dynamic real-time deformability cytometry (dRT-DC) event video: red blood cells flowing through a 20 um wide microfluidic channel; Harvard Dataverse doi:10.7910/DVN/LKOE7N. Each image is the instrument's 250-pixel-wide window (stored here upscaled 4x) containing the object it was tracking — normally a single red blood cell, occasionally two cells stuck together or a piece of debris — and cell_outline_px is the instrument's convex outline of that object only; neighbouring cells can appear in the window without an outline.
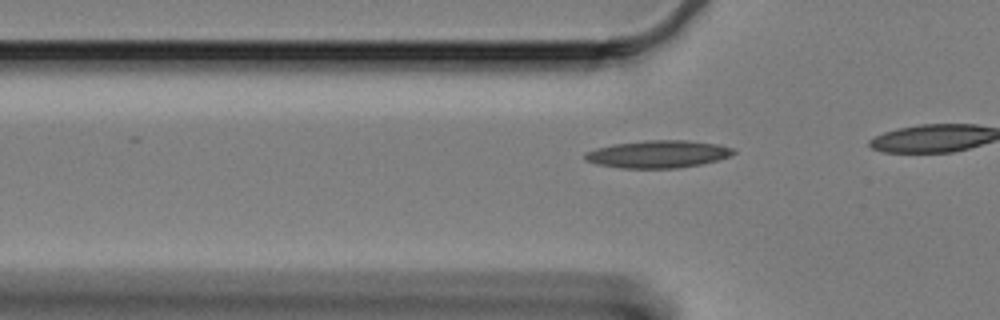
{"species": "Egyptian fruit bat (a non-hibernating species)", "species_latin": "Rousettus aegyptiacus", "temperature_condition": "cold", "stored_images_in_passage": 16, "camera_frame_rate_fps": 3000, "um_per_image_px": 0.085, "animal": {"sex": "female"}, "frame": {"image": 1, "passage_image": 10, "time_ms": 3.0, "image_size_px": [1000, 320], "cell_outline_px": [[736, 152], [728, 156], [716, 160], [700, 164], [680, 168], [620, 168], [596, 164], [584, 160], [584, 152], [596, 148], [612, 144], [644, 140], [688, 140], [720, 144], [732, 148]], "centroid_in_image_um": [55.88, 13.09], "position_along_channel_um": 69.9, "area_um2": 23.93}}
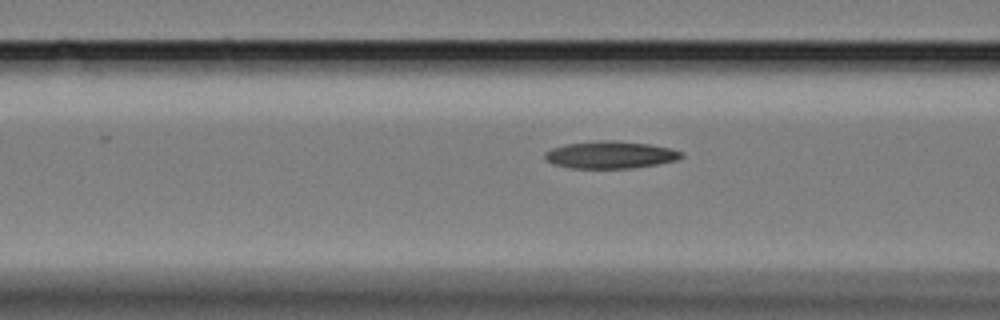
{"frame": {"image": 2, "passage_image": 14, "time_ms": 4.333, "image_size_px": [1000, 320], "cell_outline_px": [[684, 156], [676, 160], [656, 164], [632, 168], [568, 168], [552, 164], [544, 160], [544, 152], [552, 148], [564, 144], [600, 140], [612, 140], [648, 144], [672, 148], [684, 152]], "centroid_in_image_um": [51.84, 13.16], "position_along_channel_um": 114.8, "area_um2": 21.91}}